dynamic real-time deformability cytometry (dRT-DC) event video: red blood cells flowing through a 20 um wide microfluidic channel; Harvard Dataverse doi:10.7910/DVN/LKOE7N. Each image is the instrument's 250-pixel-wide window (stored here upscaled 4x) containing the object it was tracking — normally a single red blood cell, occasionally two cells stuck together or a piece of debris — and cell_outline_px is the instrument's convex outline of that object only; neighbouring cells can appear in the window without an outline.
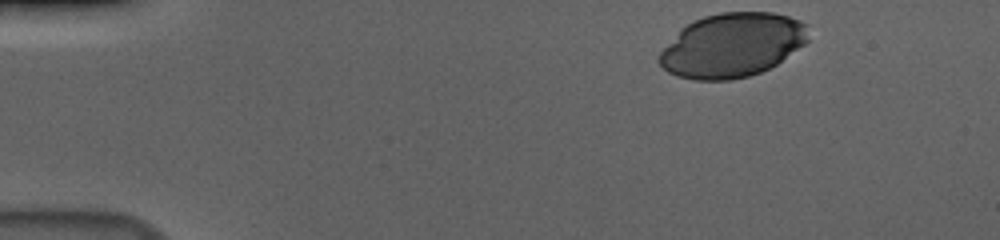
{"species": "human", "species_latin": "Homo sapiens", "temperature_condition": "cold", "stored_images_in_passage": 41, "camera_frame_rate_fps": 3000, "um_per_image_px": 0.085, "donor": {"sex": "male"}, "frame": {"image": 1, "passage_image": 1, "time_ms": 0.0, "image_size_px": [1000, 240], "cell_outline_px": [[808, 40], [804, 44], [776, 64], [760, 72], [748, 76], [732, 80], [696, 80], [676, 76], [668, 72], [656, 60], [656, 56], [680, 28], [692, 20], [704, 16], [720, 12], [772, 12], [788, 16], [800, 20], [808, 24]], "centroid_in_image_um": [62.2, 3.83], "position_along_channel_um": 22.8, "area_um2": 56.01}}